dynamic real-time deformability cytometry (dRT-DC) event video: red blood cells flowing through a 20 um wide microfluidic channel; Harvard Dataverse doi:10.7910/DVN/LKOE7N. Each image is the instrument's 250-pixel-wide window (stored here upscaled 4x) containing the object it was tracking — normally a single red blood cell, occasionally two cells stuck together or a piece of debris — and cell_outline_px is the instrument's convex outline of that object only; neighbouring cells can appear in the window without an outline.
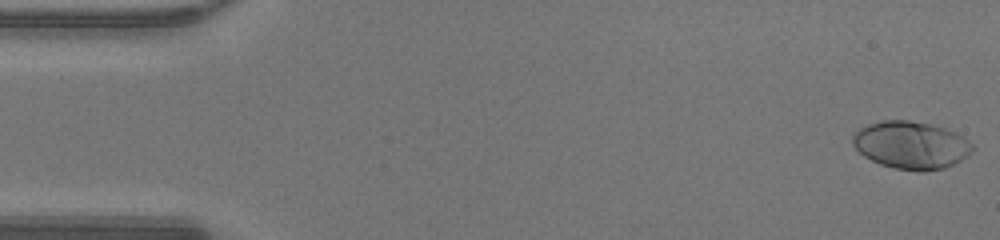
{"species": "human", "species_latin": "Homo sapiens", "temperature_condition": "warm", "stored_images_in_passage": 47, "camera_frame_rate_fps": 3000, "um_per_image_px": 0.085, "donor": {"sex": "male"}, "frame": {"image": 1, "passage_image": 1, "time_ms": 0.0, "image_size_px": [1000, 240], "cell_outline_px": [[976, 148], [972, 152], [960, 160], [944, 168], [924, 172], [920, 172], [896, 168], [880, 164], [864, 156], [852, 144], [852, 136], [860, 128], [868, 124], [880, 120], [908, 120], [928, 124], [944, 128], [956, 132], [968, 140]], "centroid_in_image_um": [77.44, 12.33], "position_along_channel_um": 7.6, "area_um2": 33.18}}
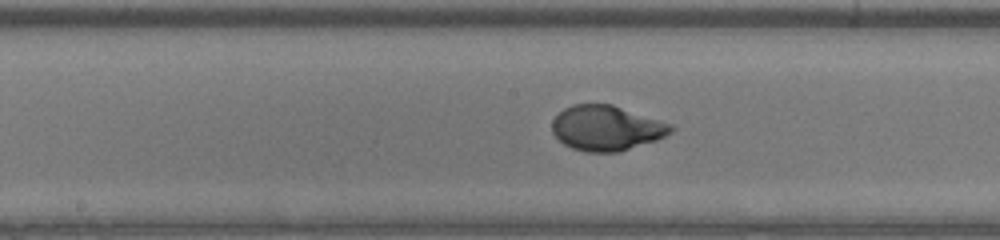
{"frame": {"image": 2, "passage_image": 24, "time_ms": 7.667, "image_size_px": [1000, 240], "cell_outline_px": [[676, 128], [672, 132], [656, 140], [620, 152], [588, 152], [572, 148], [564, 144], [552, 132], [552, 120], [564, 108], [572, 104], [612, 104], [672, 124]], "centroid_in_image_um": [51.56, 10.88], "position_along_channel_um": 196.6, "area_um2": 31.21}}
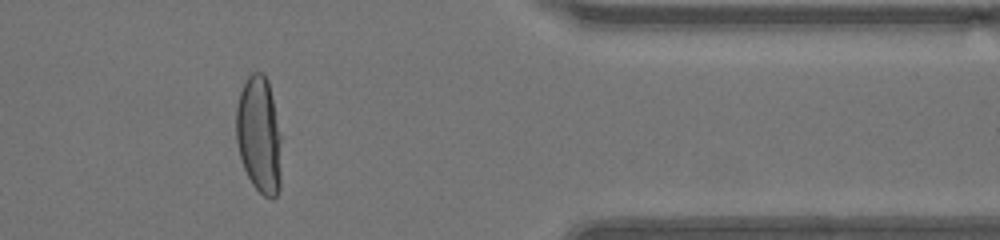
{"frame": {"image": 3, "passage_image": 39, "time_ms": 12.667, "image_size_px": [1000, 240], "cell_outline_px": [[280, 188], [276, 196], [272, 200], [264, 196], [252, 184], [244, 168], [240, 156], [236, 140], [236, 108], [240, 92], [248, 76], [252, 72], [264, 72], [268, 80], [280, 136]], "centroid_in_image_um": [22.01, 11.48], "position_along_channel_um": 389.4, "area_um2": 30.63}, "authors_computed_cell_mechanics": {"area_um2": 31.3276, "velocity_mm_per_s": 4.3382, "shape_relaxation_time_tau1_ms": 3.5719, "shape_relaxation_time_tau2_ms": null, "deformation_change_tau1": 0.2357, "deformation_change_tau2": null}}